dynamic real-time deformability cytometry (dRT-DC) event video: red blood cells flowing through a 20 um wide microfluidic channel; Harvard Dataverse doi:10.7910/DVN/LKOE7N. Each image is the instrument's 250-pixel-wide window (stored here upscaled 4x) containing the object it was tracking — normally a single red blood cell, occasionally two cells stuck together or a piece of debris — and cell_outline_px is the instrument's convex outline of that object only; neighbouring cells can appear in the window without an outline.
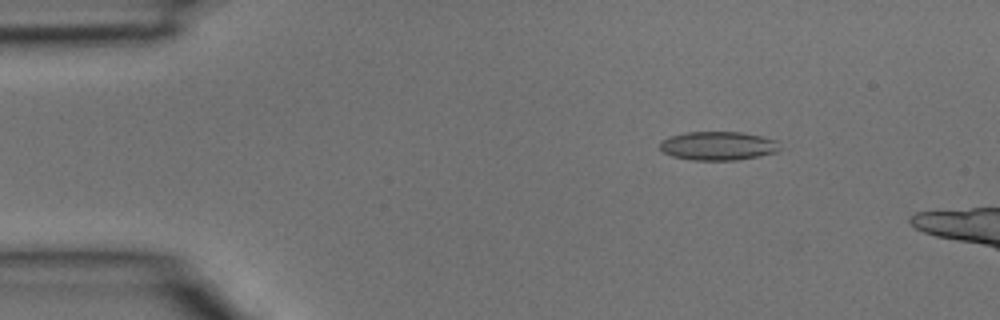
{"species": "common noctule bat (a hibernating species)", "species_latin": "Nyctalus noctula", "temperature_condition": "room temperature", "stored_images_in_passage": 12, "camera_frame_rate_fps": 3000, "um_per_image_px": 0.085, "animal": {"sex": "male", "body_mass_g": 15.6}, "frame": {"image": 1, "passage_image": 6, "time_ms": 1.667, "image_size_px": [1000, 320], "cell_outline_px": [[780, 148], [776, 152], [760, 156], [736, 160], [692, 160], [672, 156], [664, 152], [660, 148], [660, 140], [668, 136], [688, 132], [740, 132], [760, 136], [776, 140]], "centroid_in_image_um": [61.01, 12.4], "position_along_channel_um": 24.0, "area_um2": 20.06}}